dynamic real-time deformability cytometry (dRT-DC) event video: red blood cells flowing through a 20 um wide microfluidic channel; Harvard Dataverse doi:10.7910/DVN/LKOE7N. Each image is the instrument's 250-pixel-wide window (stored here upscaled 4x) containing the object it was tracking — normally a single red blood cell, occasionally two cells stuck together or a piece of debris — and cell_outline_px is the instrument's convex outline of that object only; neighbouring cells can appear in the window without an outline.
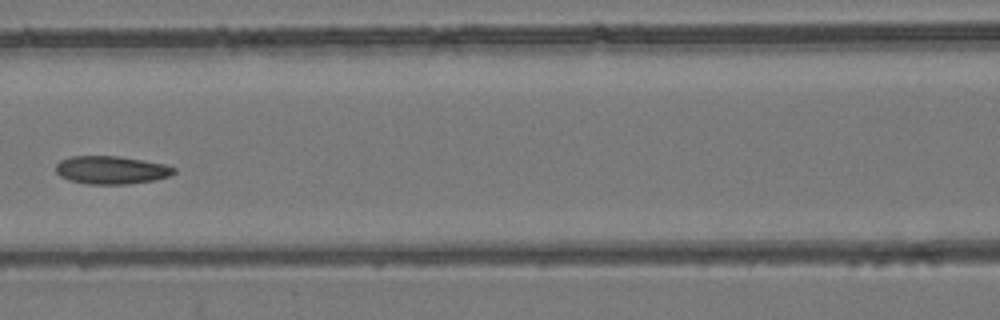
{"species": "common noctule bat (a hibernating species)", "species_latin": "Nyctalus noctula", "temperature_condition": "room temperature", "stored_images_in_passage": 7, "camera_frame_rate_fps": 3000, "um_per_image_px": 0.085, "animal": {"sex": "female", "body_mass_g": 24.6, "forearm_length_mm": 56.2}, "frame": {"image": 1, "passage_image": 7, "time_ms": 6.667, "image_size_px": [1000, 320], "cell_outline_px": [[176, 172], [168, 176], [152, 180], [128, 184], [88, 184], [68, 180], [60, 176], [56, 172], [56, 164], [60, 160], [72, 156], [116, 156], [164, 164], [176, 168]], "centroid_in_image_um": [9.42, 14.45], "position_along_channel_um": 157.2, "area_um2": 19.13}}